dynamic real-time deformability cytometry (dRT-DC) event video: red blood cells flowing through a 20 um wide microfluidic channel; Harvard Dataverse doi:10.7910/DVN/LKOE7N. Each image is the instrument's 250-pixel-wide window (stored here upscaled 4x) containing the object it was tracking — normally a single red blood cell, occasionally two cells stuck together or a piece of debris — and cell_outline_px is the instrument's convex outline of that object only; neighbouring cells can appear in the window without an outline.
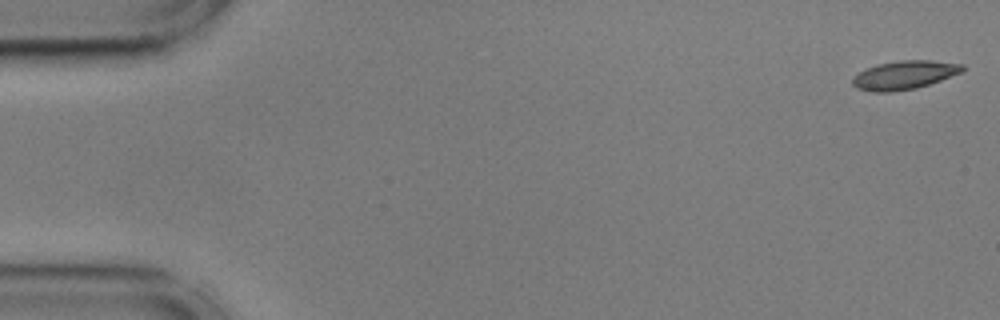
{"species": "common noctule bat (a hibernating species)", "species_latin": "Nyctalus noctula", "temperature_condition": "cold", "stored_images_in_passage": 45, "camera_frame_rate_fps": 3000, "um_per_image_px": 0.085, "animal": {"sex": "male", "body_mass_g": 17.9, "forearm_length_mm": 54.2}, "frame": {"image": 1, "passage_image": 1, "time_ms": 0.0, "image_size_px": [1000, 320], "cell_outline_px": [[964, 68], [960, 72], [940, 80], [916, 88], [892, 92], [872, 92], [856, 88], [852, 84], [852, 76], [876, 64], [900, 60], [928, 60], [964, 64]], "centroid_in_image_um": [76.82, 6.38], "position_along_channel_um": 8.2, "area_um2": 18.21}}
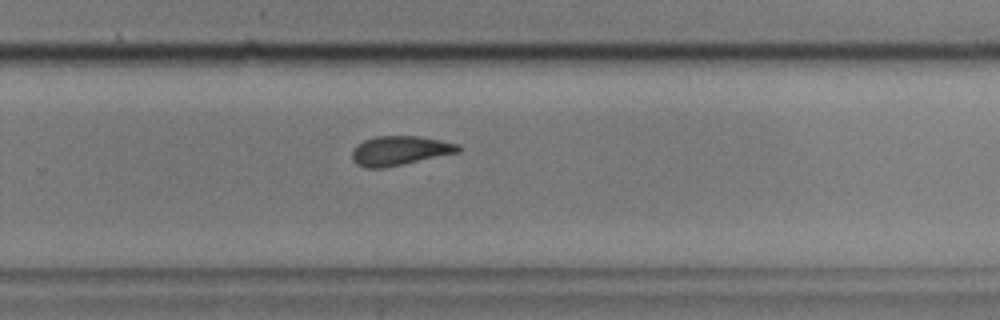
{"frame": {"image": 2, "passage_image": 36, "time_ms": 11.667, "image_size_px": [1000, 320], "cell_outline_px": [[464, 148], [460, 152], [384, 168], [364, 168], [356, 164], [352, 160], [352, 148], [356, 144], [364, 140], [376, 136], [416, 136], [440, 140], [460, 144]], "centroid_in_image_um": [33.98, 12.81], "position_along_channel_um": 295.8, "area_um2": 18.38}}
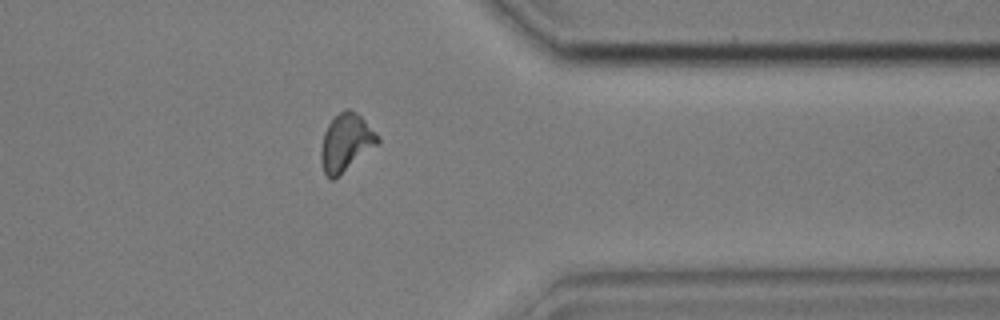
{"frame": {"image": 3, "passage_image": 44, "time_ms": 14.333, "image_size_px": [1000, 320], "cell_outline_px": [[380, 140], [376, 144], [336, 180], [328, 180], [324, 172], [320, 160], [320, 152], [324, 132], [328, 124], [344, 108], [348, 108], [356, 112], [380, 136]], "centroid_in_image_um": [29.37, 12.15], "position_along_channel_um": 382.0, "area_um2": 19.02}}